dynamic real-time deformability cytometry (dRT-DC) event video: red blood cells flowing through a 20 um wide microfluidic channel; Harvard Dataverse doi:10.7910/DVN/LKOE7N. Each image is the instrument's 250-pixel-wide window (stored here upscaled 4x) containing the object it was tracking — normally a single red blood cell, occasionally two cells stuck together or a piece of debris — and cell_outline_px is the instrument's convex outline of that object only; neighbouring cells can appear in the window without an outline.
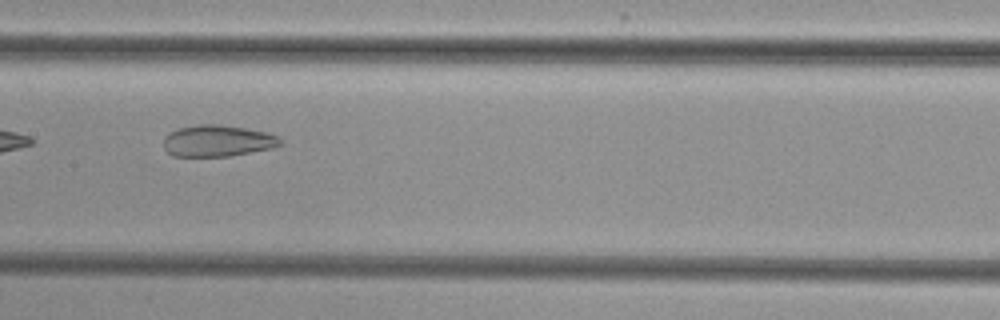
{"species": "common noctule bat (a hibernating species)", "species_latin": "Nyctalus noctula", "temperature_condition": "cold", "stored_images_in_passage": 9, "camera_frame_rate_fps": 3000, "um_per_image_px": 0.085, "animal": {"sex": "female", "body_mass_g": 29.2, "forearm_length_mm": 56.3}, "frame": {"image": 1, "passage_image": 7, "time_ms": 7.0, "image_size_px": [1000, 320], "cell_outline_px": [[284, 144], [272, 148], [228, 156], [172, 156], [164, 148], [164, 136], [180, 128], [196, 124], [220, 124], [268, 132], [276, 136]], "centroid_in_image_um": [18.49, 11.97], "position_along_channel_um": 188.9, "area_um2": 21.33}}
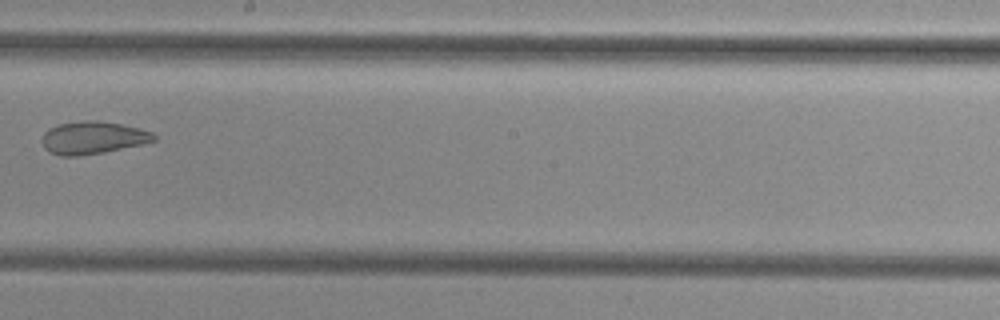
{"frame": {"image": 2, "passage_image": 8, "time_ms": 8.333, "image_size_px": [1000, 320], "cell_outline_px": [[156, 140], [144, 144], [104, 152], [80, 156], [60, 156], [48, 152], [44, 148], [44, 132], [48, 128], [56, 124], [84, 120], [100, 120], [140, 128], [152, 132], [156, 136]], "centroid_in_image_um": [7.9, 11.7], "position_along_channel_um": 240.3, "area_um2": 21.44}}
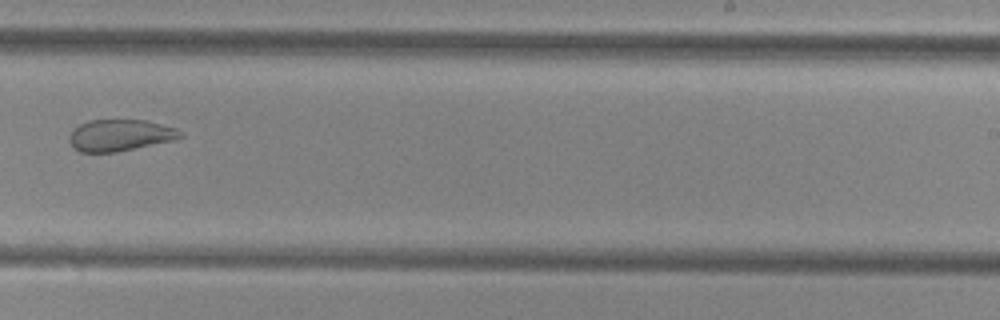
{"frame": {"image": 3, "passage_image": 9, "time_ms": 9.333, "image_size_px": [1000, 320], "cell_outline_px": [[184, 136], [176, 140], [116, 152], [80, 152], [68, 140], [68, 136], [80, 124], [88, 120], [144, 120], [176, 128], [184, 132]], "centroid_in_image_um": [10.25, 11.5], "position_along_channel_um": 278.7, "area_um2": 20.4}}